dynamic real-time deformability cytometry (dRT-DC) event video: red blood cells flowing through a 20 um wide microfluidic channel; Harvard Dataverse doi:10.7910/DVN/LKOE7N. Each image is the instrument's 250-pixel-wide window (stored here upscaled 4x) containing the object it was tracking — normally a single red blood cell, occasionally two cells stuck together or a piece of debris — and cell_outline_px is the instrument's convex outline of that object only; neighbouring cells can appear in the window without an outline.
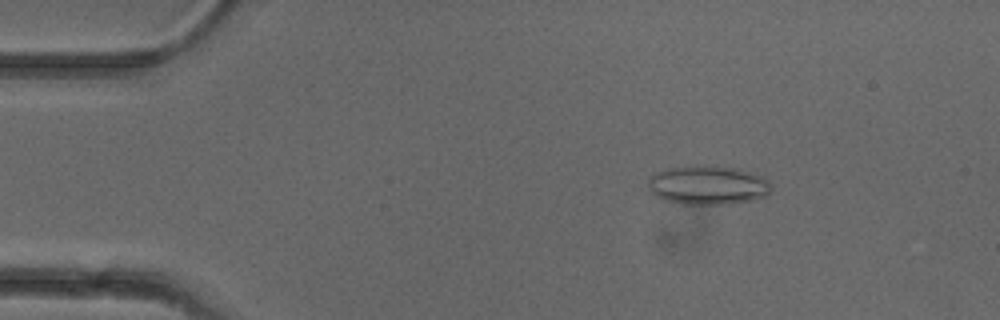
{"species": "common noctule bat (a hibernating species)", "species_latin": "Nyctalus noctula", "temperature_condition": "cold", "stored_images_in_passage": 52, "camera_frame_rate_fps": 3000, "um_per_image_px": 0.085, "animal": {"sex": "female"}, "frame": {"image": 1, "passage_image": 8, "time_ms": 2.333, "image_size_px": [1000, 320], "cell_outline_px": [[768, 192], [764, 196], [752, 200], [728, 204], [684, 204], [668, 200], [656, 196], [648, 188], [648, 176], [664, 168], [696, 164], [736, 168], [760, 176], [768, 180]], "centroid_in_image_um": [60.08, 15.71], "position_along_channel_um": 24.9, "area_um2": 27.92}}
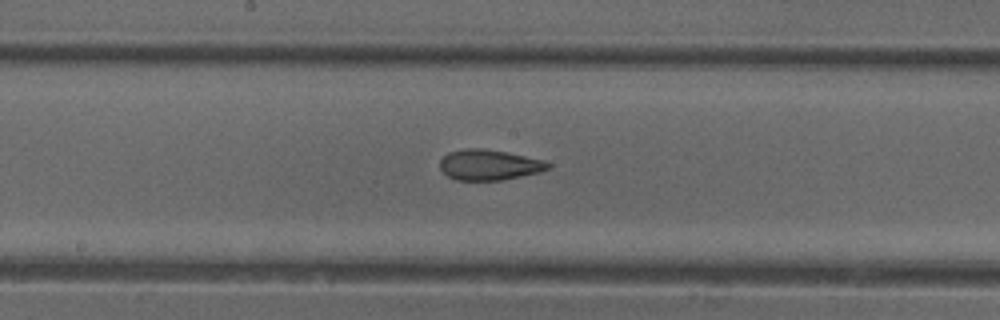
{"frame": {"image": 2, "passage_image": 27, "time_ms": 8.667, "image_size_px": [1000, 320], "cell_outline_px": [[552, 164], [548, 168], [540, 172], [500, 180], [456, 180], [448, 176], [440, 168], [440, 160], [448, 152], [468, 148], [484, 148], [544, 160]], "centroid_in_image_um": [41.56, 14.01], "position_along_channel_um": 206.6, "area_um2": 19.02}}
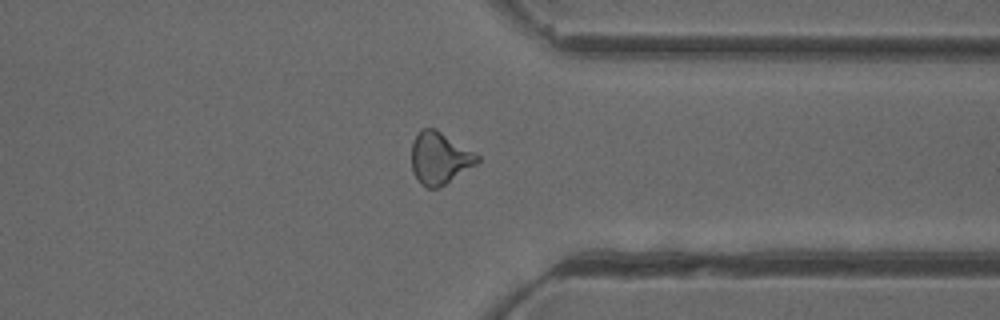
{"frame": {"image": 3, "passage_image": 40, "time_ms": 13.0, "image_size_px": [1000, 320], "cell_outline_px": [[480, 160], [476, 164], [444, 184], [436, 188], [428, 188], [420, 184], [412, 172], [412, 140], [420, 128], [436, 128], [480, 156]], "centroid_in_image_um": [37.33, 13.42], "position_along_channel_um": 374.1, "area_um2": 19.88}, "authors_computed_cell_mechanics": {"area_um2": 20.23, "velocity_mm_per_s": 3.9548, "shape_relaxation_time_tau1_ms": null, "shape_relaxation_time_tau2_ms": 1.9632, "deformation_change_tau1": null, "deformation_change_tau2": 0.0958}}